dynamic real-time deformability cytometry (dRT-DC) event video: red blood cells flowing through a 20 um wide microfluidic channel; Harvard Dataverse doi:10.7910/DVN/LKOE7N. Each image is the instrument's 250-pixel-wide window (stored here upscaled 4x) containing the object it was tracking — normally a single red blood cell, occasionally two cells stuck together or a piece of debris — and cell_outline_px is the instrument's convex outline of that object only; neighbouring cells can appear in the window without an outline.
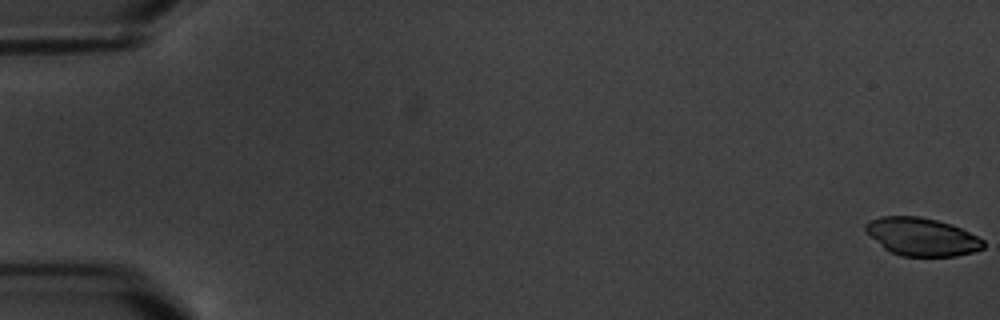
{"species": "common noctule bat (a hibernating species)", "species_latin": "Nyctalus noctula", "temperature_condition": "warm", "stored_images_in_passage": 6, "camera_frame_rate_fps": 3000, "um_per_image_px": 0.085, "animal": {"sex": "male", "body_mass_g": 20.1, "forearm_length_mm": 53.5}, "frame": {"image": 1, "passage_image": 1, "time_ms": 0.0, "image_size_px": [1000, 320], "cell_outline_px": [[984, 248], [972, 252], [956, 256], [900, 256], [884, 248], [864, 232], [864, 224], [868, 220], [880, 216], [920, 216], [952, 224], [984, 240]], "centroid_in_image_um": [78.31, 20.11], "position_along_channel_um": 6.7, "area_um2": 26.18}}
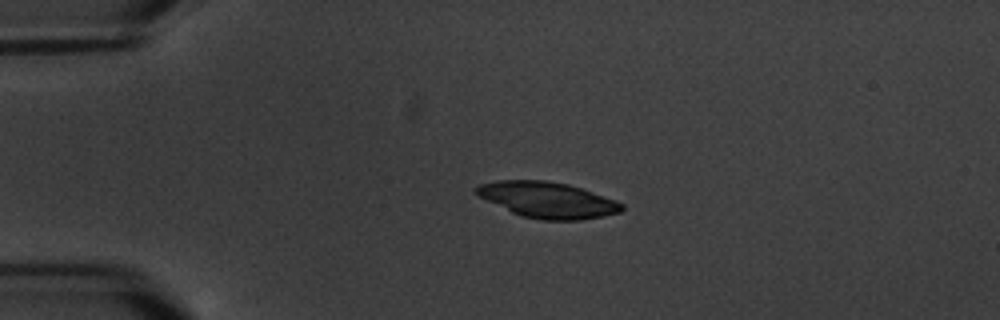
{"frame": {"image": 2, "passage_image": 5, "time_ms": 4.667, "image_size_px": [1000, 320], "cell_outline_px": [[624, 208], [620, 212], [604, 216], [580, 220], [544, 220], [520, 216], [472, 192], [472, 188], [480, 184], [500, 180], [548, 180], [568, 184], [616, 200], [624, 204]], "centroid_in_image_um": [46.55, 16.99], "position_along_channel_um": 38.5, "area_um2": 30.35}}